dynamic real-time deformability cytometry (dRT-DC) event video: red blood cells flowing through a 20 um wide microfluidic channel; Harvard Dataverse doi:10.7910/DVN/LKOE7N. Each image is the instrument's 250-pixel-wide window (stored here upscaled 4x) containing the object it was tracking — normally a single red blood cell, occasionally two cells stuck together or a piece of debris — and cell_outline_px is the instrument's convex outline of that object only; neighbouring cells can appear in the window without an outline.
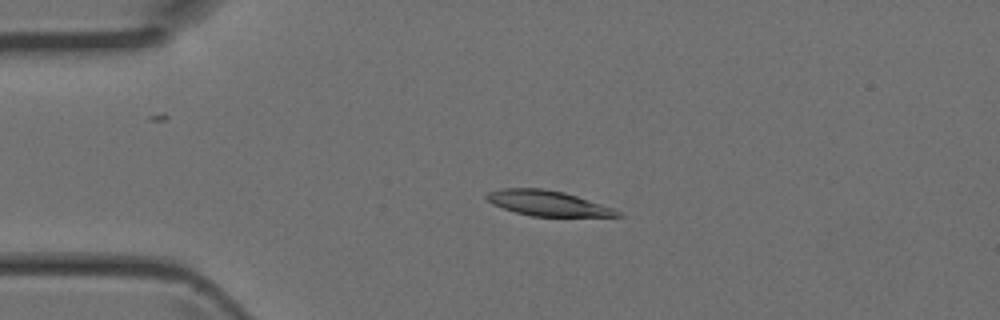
{"species": "Egyptian fruit bat (a non-hibernating species)", "species_latin": "Rousettus aegyptiacus", "temperature_condition": "room temperature", "stored_images_in_passage": 3, "camera_frame_rate_fps": 3000, "um_per_image_px": 0.085, "animal": {"sex": "female"}, "frame": {"image": 1, "passage_image": 3, "time_ms": 0.667, "image_size_px": [1000, 320], "cell_outline_px": [[624, 216], [532, 216], [516, 212], [492, 204], [484, 196], [488, 192], [500, 188], [544, 188], [564, 192], [612, 208], [620, 212]], "centroid_in_image_um": [46.5, 17.26], "position_along_channel_um": 38.5, "area_um2": 18.96}}